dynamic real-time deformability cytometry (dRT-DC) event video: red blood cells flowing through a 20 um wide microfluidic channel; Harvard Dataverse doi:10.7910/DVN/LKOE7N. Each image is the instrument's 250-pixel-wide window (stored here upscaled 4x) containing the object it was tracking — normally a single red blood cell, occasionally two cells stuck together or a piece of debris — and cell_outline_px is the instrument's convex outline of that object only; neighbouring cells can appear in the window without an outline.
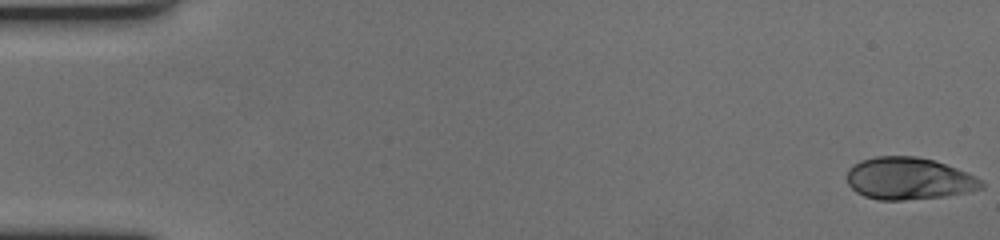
{"species": "human", "species_latin": "Homo sapiens", "temperature_condition": "cold", "stored_images_in_passage": 61, "camera_frame_rate_fps": 3000, "um_per_image_px": 0.085, "donor": {"sex": "female"}, "frame": {"image": 1, "passage_image": 1, "time_ms": 0.0, "image_size_px": [1000, 240], "cell_outline_px": [[984, 188], [968, 192], [944, 196], [904, 200], [880, 200], [864, 196], [856, 192], [848, 184], [848, 168], [852, 164], [860, 160], [876, 156], [916, 156], [932, 160], [968, 172], [976, 176], [984, 184]], "centroid_in_image_um": [77.24, 15.17], "position_along_channel_um": 7.8, "area_um2": 33.06}}
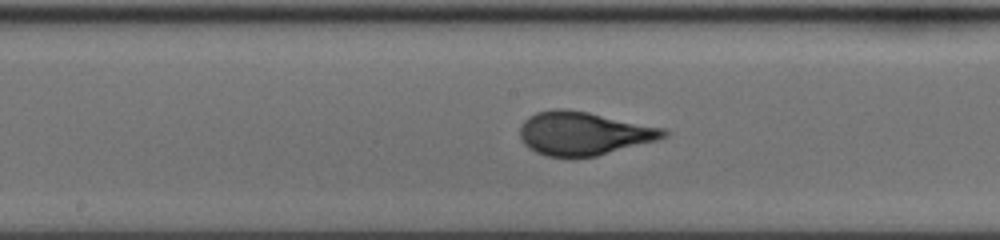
{"frame": {"image": 2, "passage_image": 32, "time_ms": 10.333, "image_size_px": [1000, 240], "cell_outline_px": [[668, 136], [656, 140], [596, 156], [572, 160], [544, 156], [528, 148], [520, 140], [520, 124], [528, 116], [536, 112], [556, 108], [564, 108], [588, 112], [664, 128], [668, 132]], "centroid_in_image_um": [49.54, 11.37], "position_along_channel_um": 198.7, "area_um2": 36.99}}
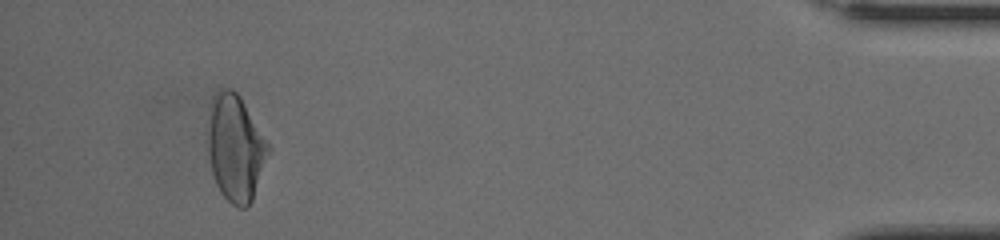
{"frame": {"image": 3, "passage_image": 57, "time_ms": 18.667, "image_size_px": [1000, 240], "cell_outline_px": [[272, 148], [252, 200], [244, 208], [240, 208], [232, 204], [220, 192], [216, 184], [212, 172], [208, 156], [208, 132], [212, 96], [224, 88], [232, 88], [240, 96]], "centroid_in_image_um": [20.03, 12.58], "position_along_channel_um": 415.2, "area_um2": 37.45}, "authors_computed_cell_mechanics": {"area_um2": 35.7204, "velocity_mm_per_s": 3.4021, "shape_relaxation_time_tau1_ms": 5.1769, "shape_relaxation_time_tau2_ms": null, "deformation_change_tau1": 0.2139, "deformation_change_tau2": null}}